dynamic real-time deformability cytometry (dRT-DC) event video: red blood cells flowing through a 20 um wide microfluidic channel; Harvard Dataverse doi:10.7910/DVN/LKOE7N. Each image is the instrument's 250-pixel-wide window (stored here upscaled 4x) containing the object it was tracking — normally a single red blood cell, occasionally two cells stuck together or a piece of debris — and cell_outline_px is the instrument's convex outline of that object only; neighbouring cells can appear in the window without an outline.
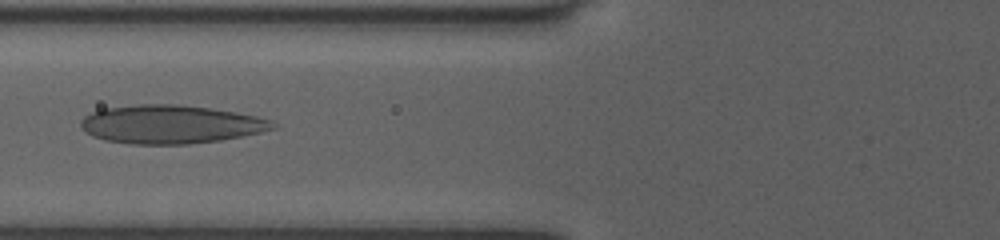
{"species": "human", "species_latin": "Homo sapiens", "temperature_condition": "room temperature", "stored_images_in_passage": 39, "camera_frame_rate_fps": 3000, "um_per_image_px": 0.085, "donor": {"sex": "female"}, "frame": {"image": 1, "passage_image": 9, "time_ms": 2.667, "image_size_px": [1000, 240], "cell_outline_px": [[276, 128], [260, 132], [220, 140], [188, 144], [132, 144], [104, 140], [92, 136], [80, 128], [80, 120], [84, 116], [100, 108], [140, 104], [176, 104], [208, 108], [232, 112], [272, 120], [276, 124]], "centroid_in_image_um": [14.42, 10.57], "position_along_channel_um": 111.4, "area_um2": 42.89}}
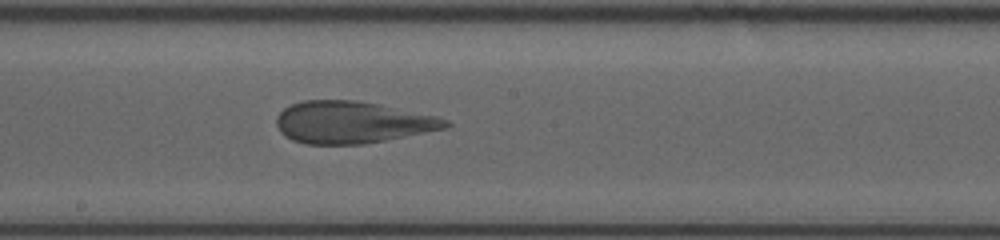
{"frame": {"image": 2, "passage_image": 17, "time_ms": 5.333, "image_size_px": [1000, 240], "cell_outline_px": [[452, 124], [448, 128], [364, 144], [308, 144], [292, 140], [284, 136], [280, 132], [276, 124], [276, 116], [284, 108], [292, 104], [304, 100], [356, 100], [436, 116], [448, 120]], "centroid_in_image_um": [29.91, 10.4], "position_along_channel_um": 218.3, "area_um2": 41.21}}
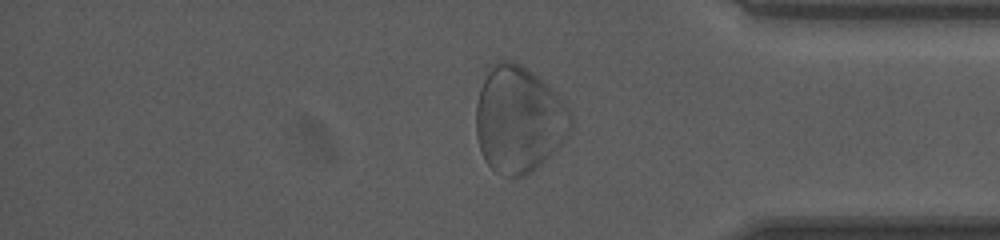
{"frame": {"image": 3, "passage_image": 31, "time_ms": 10.0, "image_size_px": [1000, 240], "cell_outline_px": [[572, 128], [560, 144], [532, 172], [524, 176], [500, 176], [484, 160], [476, 136], [476, 104], [480, 88], [492, 64], [496, 60], [512, 60], [520, 64], [532, 72], [568, 108], [572, 120]], "centroid_in_image_um": [44.05, 10.17], "position_along_channel_um": 391.2, "area_um2": 58.03}}